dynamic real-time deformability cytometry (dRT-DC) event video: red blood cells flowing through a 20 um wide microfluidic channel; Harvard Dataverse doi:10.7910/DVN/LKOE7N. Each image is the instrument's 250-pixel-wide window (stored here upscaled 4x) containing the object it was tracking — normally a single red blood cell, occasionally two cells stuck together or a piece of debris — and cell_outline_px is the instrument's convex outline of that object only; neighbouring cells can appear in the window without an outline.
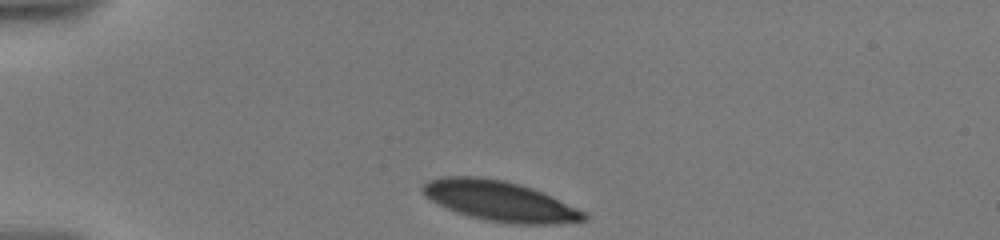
{"species": "human", "species_latin": "Homo sapiens", "temperature_condition": "warm", "stored_images_in_passage": 29, "camera_frame_rate_fps": 3000, "um_per_image_px": 0.085, "donor": {"sex": "male"}, "frame": {"image": 1, "passage_image": 1, "time_ms": 0.0, "image_size_px": [1000, 240], "cell_outline_px": [[588, 220], [552, 224], [512, 224], [488, 220], [468, 216], [456, 212], [424, 196], [420, 188], [428, 180], [444, 176], [480, 176], [504, 180], [520, 184], [544, 192], [584, 212], [588, 216]], "centroid_in_image_um": [42.47, 17.07], "position_along_channel_um": 42.5, "area_um2": 37.69}}
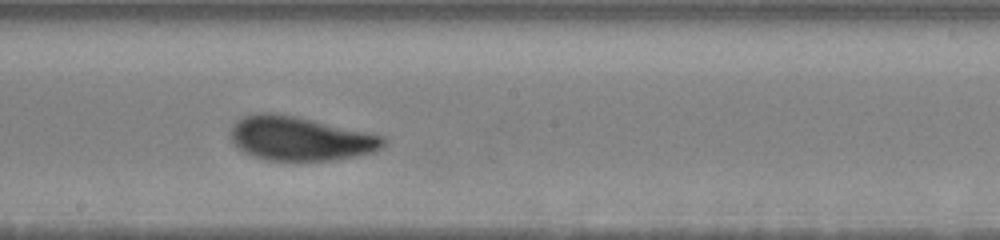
{"frame": {"image": 2, "passage_image": 17, "time_ms": 6.333, "image_size_px": [1000, 240], "cell_outline_px": [[388, 140], [384, 148], [376, 152], [356, 156], [332, 160], [268, 160], [244, 152], [236, 148], [232, 144], [232, 124], [236, 120], [244, 116], [260, 112], [276, 112], [296, 116], [368, 132], [384, 136]], "centroid_in_image_um": [25.55, 11.77], "position_along_channel_um": 222.7, "area_um2": 39.48}}
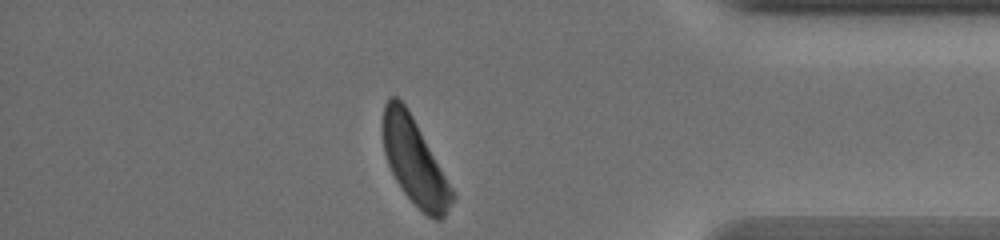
{"frame": {"image": 3, "passage_image": 29, "time_ms": 12.0, "image_size_px": [1000, 240], "cell_outline_px": [[456, 200], [444, 216], [440, 220], [436, 220], [428, 216], [404, 192], [396, 180], [388, 164], [384, 152], [380, 128], [384, 104], [392, 96], [396, 96], [408, 108], [452, 188], [456, 196]], "centroid_in_image_um": [35.21, 13.7], "position_along_channel_um": 400.0, "area_um2": 34.62}, "authors_computed_cell_mechanics": {"area_um2": 39.9976, "velocity_mm_per_s": 3.5158, "shape_relaxation_time_tau1_ms": 2.1767, "shape_relaxation_time_tau2_ms": 2.0453, "deformation_change_tau1": 0.131, "deformation_change_tau2": 0.0682}}